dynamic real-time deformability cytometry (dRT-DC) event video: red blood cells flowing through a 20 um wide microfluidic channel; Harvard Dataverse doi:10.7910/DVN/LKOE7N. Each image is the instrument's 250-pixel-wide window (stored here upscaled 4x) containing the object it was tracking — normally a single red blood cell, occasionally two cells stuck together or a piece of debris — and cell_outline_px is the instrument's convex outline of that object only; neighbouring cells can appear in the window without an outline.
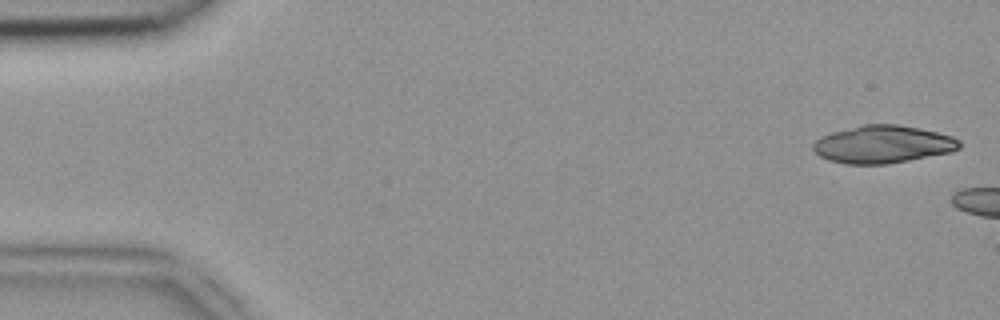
{"species": "common noctule bat (a hibernating species)", "species_latin": "Nyctalus noctula", "temperature_condition": "room temperature", "stored_images_in_passage": 5, "camera_frame_rate_fps": 3000, "um_per_image_px": 0.085, "animal": {"sex": "female", "body_mass_g": 18.4}, "frame": {"image": 1, "passage_image": 1, "time_ms": 0.0, "image_size_px": [1000, 320], "cell_outline_px": [[960, 148], [952, 152], [888, 164], [844, 164], [828, 160], [820, 156], [812, 148], [812, 144], [820, 136], [832, 132], [860, 124], [900, 124], [920, 128], [952, 136], [960, 140]], "centroid_in_image_um": [75.03, 12.26], "position_along_channel_um": 10.0, "area_um2": 32.37}}